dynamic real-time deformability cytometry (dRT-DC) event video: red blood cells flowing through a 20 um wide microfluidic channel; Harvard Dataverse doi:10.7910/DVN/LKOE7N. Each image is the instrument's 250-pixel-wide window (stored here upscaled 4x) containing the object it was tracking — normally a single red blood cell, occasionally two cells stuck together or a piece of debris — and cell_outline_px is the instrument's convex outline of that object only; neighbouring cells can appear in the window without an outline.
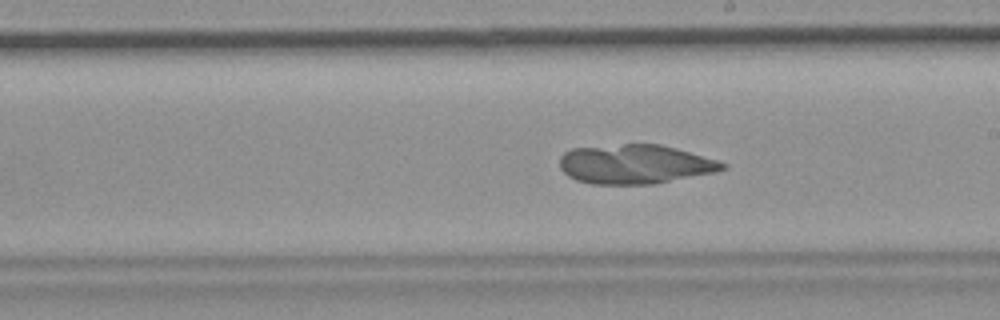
{"species": "common noctule bat (a hibernating species)", "species_latin": "Nyctalus noctula", "temperature_condition": "room temperature", "stored_images_in_passage": 54, "camera_frame_rate_fps": 3000, "um_per_image_px": 0.085, "animal": {"sex": "female", "body_mass_g": 19.9}, "frame": {"image": 1, "passage_image": 31, "time_ms": 10.0, "image_size_px": [1000, 320], "cell_outline_px": [[728, 168], [716, 172], [652, 184], [592, 184], [576, 180], [568, 176], [560, 168], [560, 156], [564, 152], [572, 148], [624, 144], [660, 144], [676, 148], [716, 160], [728, 164]], "centroid_in_image_um": [53.97, 13.96], "position_along_channel_um": 235.0, "area_um2": 37.22}}
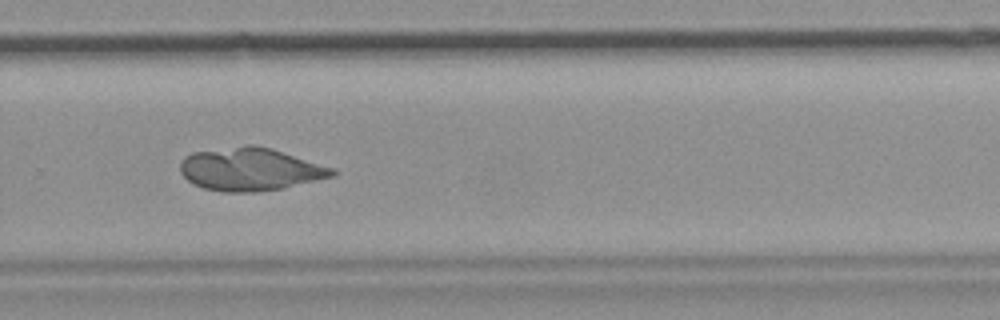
{"frame": {"image": 2, "passage_image": 37, "time_ms": 12.0, "image_size_px": [1000, 320], "cell_outline_px": [[340, 172], [336, 176], [284, 188], [256, 192], [224, 192], [204, 188], [192, 184], [180, 172], [180, 160], [184, 156], [192, 152], [248, 144], [252, 144], [272, 148], [336, 168]], "centroid_in_image_um": [21.31, 14.38], "position_along_channel_um": 308.5, "area_um2": 38.67}}
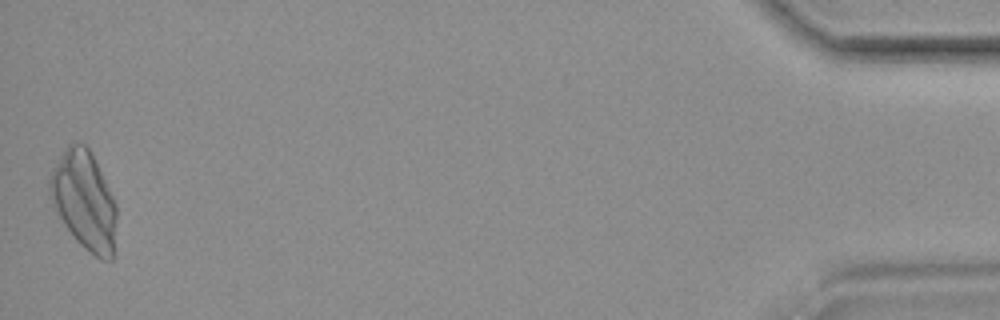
{"frame": {"image": 3, "passage_image": 54, "time_ms": 17.667, "image_size_px": [1000, 320], "cell_outline_px": [[116, 216], [112, 260], [100, 260], [84, 248], [76, 240], [64, 224], [52, 204], [48, 188], [48, 180], [52, 168], [68, 144], [84, 144], [88, 148], [116, 204]], "centroid_in_image_um": [7.13, 17.06], "position_along_channel_um": 428.1, "area_um2": 37.69}}